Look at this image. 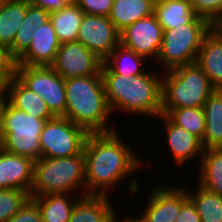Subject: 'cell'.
Segmentation results:
<instances>
[{
  "instance_id": "obj_20",
  "label": "cell",
  "mask_w": 222,
  "mask_h": 222,
  "mask_svg": "<svg viewBox=\"0 0 222 222\" xmlns=\"http://www.w3.org/2000/svg\"><path fill=\"white\" fill-rule=\"evenodd\" d=\"M202 108L205 116V133L201 140L204 150L222 148V90L215 89Z\"/></svg>"
},
{
  "instance_id": "obj_30",
  "label": "cell",
  "mask_w": 222,
  "mask_h": 222,
  "mask_svg": "<svg viewBox=\"0 0 222 222\" xmlns=\"http://www.w3.org/2000/svg\"><path fill=\"white\" fill-rule=\"evenodd\" d=\"M166 116L201 140L205 133V116L202 107L171 109Z\"/></svg>"
},
{
  "instance_id": "obj_9",
  "label": "cell",
  "mask_w": 222,
  "mask_h": 222,
  "mask_svg": "<svg viewBox=\"0 0 222 222\" xmlns=\"http://www.w3.org/2000/svg\"><path fill=\"white\" fill-rule=\"evenodd\" d=\"M15 77L44 99L54 116L65 117V79L50 66L17 65Z\"/></svg>"
},
{
  "instance_id": "obj_32",
  "label": "cell",
  "mask_w": 222,
  "mask_h": 222,
  "mask_svg": "<svg viewBox=\"0 0 222 222\" xmlns=\"http://www.w3.org/2000/svg\"><path fill=\"white\" fill-rule=\"evenodd\" d=\"M196 16L215 26L222 19V0H189Z\"/></svg>"
},
{
  "instance_id": "obj_40",
  "label": "cell",
  "mask_w": 222,
  "mask_h": 222,
  "mask_svg": "<svg viewBox=\"0 0 222 222\" xmlns=\"http://www.w3.org/2000/svg\"><path fill=\"white\" fill-rule=\"evenodd\" d=\"M216 28L222 29V19L215 25Z\"/></svg>"
},
{
  "instance_id": "obj_1",
  "label": "cell",
  "mask_w": 222,
  "mask_h": 222,
  "mask_svg": "<svg viewBox=\"0 0 222 222\" xmlns=\"http://www.w3.org/2000/svg\"><path fill=\"white\" fill-rule=\"evenodd\" d=\"M83 154L86 195L108 196L114 186L133 175L134 171L138 172L143 165L130 144L121 139L119 129L108 133H89Z\"/></svg>"
},
{
  "instance_id": "obj_24",
  "label": "cell",
  "mask_w": 222,
  "mask_h": 222,
  "mask_svg": "<svg viewBox=\"0 0 222 222\" xmlns=\"http://www.w3.org/2000/svg\"><path fill=\"white\" fill-rule=\"evenodd\" d=\"M31 0H3L0 6V45L10 48Z\"/></svg>"
},
{
  "instance_id": "obj_5",
  "label": "cell",
  "mask_w": 222,
  "mask_h": 222,
  "mask_svg": "<svg viewBox=\"0 0 222 222\" xmlns=\"http://www.w3.org/2000/svg\"><path fill=\"white\" fill-rule=\"evenodd\" d=\"M162 73L163 115L171 109L203 107L215 91L207 75L196 63Z\"/></svg>"
},
{
  "instance_id": "obj_3",
  "label": "cell",
  "mask_w": 222,
  "mask_h": 222,
  "mask_svg": "<svg viewBox=\"0 0 222 222\" xmlns=\"http://www.w3.org/2000/svg\"><path fill=\"white\" fill-rule=\"evenodd\" d=\"M65 97V118L88 133H108L118 129L108 123L113 114L101 74L65 79Z\"/></svg>"
},
{
  "instance_id": "obj_39",
  "label": "cell",
  "mask_w": 222,
  "mask_h": 222,
  "mask_svg": "<svg viewBox=\"0 0 222 222\" xmlns=\"http://www.w3.org/2000/svg\"><path fill=\"white\" fill-rule=\"evenodd\" d=\"M119 222H140L136 217L134 218V216L132 217H126L123 220H120Z\"/></svg>"
},
{
  "instance_id": "obj_12",
  "label": "cell",
  "mask_w": 222,
  "mask_h": 222,
  "mask_svg": "<svg viewBox=\"0 0 222 222\" xmlns=\"http://www.w3.org/2000/svg\"><path fill=\"white\" fill-rule=\"evenodd\" d=\"M119 34L108 17L85 14L76 41L104 61L120 44Z\"/></svg>"
},
{
  "instance_id": "obj_33",
  "label": "cell",
  "mask_w": 222,
  "mask_h": 222,
  "mask_svg": "<svg viewBox=\"0 0 222 222\" xmlns=\"http://www.w3.org/2000/svg\"><path fill=\"white\" fill-rule=\"evenodd\" d=\"M17 59L12 55L10 48L0 45V81L8 83L16 76Z\"/></svg>"
},
{
  "instance_id": "obj_4",
  "label": "cell",
  "mask_w": 222,
  "mask_h": 222,
  "mask_svg": "<svg viewBox=\"0 0 222 222\" xmlns=\"http://www.w3.org/2000/svg\"><path fill=\"white\" fill-rule=\"evenodd\" d=\"M77 189L82 190L79 195L86 196L83 151L70 157H41L34 162L30 197L48 194H73L74 196Z\"/></svg>"
},
{
  "instance_id": "obj_31",
  "label": "cell",
  "mask_w": 222,
  "mask_h": 222,
  "mask_svg": "<svg viewBox=\"0 0 222 222\" xmlns=\"http://www.w3.org/2000/svg\"><path fill=\"white\" fill-rule=\"evenodd\" d=\"M29 198L23 190L0 189V222H7Z\"/></svg>"
},
{
  "instance_id": "obj_27",
  "label": "cell",
  "mask_w": 222,
  "mask_h": 222,
  "mask_svg": "<svg viewBox=\"0 0 222 222\" xmlns=\"http://www.w3.org/2000/svg\"><path fill=\"white\" fill-rule=\"evenodd\" d=\"M84 15L85 13L74 1L64 9L50 13V21L61 44L77 40Z\"/></svg>"
},
{
  "instance_id": "obj_26",
  "label": "cell",
  "mask_w": 222,
  "mask_h": 222,
  "mask_svg": "<svg viewBox=\"0 0 222 222\" xmlns=\"http://www.w3.org/2000/svg\"><path fill=\"white\" fill-rule=\"evenodd\" d=\"M73 194H48L32 198L38 205L43 222H68L77 201L82 196Z\"/></svg>"
},
{
  "instance_id": "obj_21",
  "label": "cell",
  "mask_w": 222,
  "mask_h": 222,
  "mask_svg": "<svg viewBox=\"0 0 222 222\" xmlns=\"http://www.w3.org/2000/svg\"><path fill=\"white\" fill-rule=\"evenodd\" d=\"M50 13L43 8L36 7L31 1L27 4L25 19L16 32L13 45L10 47L12 55L18 59L30 46L32 38L47 21Z\"/></svg>"
},
{
  "instance_id": "obj_18",
  "label": "cell",
  "mask_w": 222,
  "mask_h": 222,
  "mask_svg": "<svg viewBox=\"0 0 222 222\" xmlns=\"http://www.w3.org/2000/svg\"><path fill=\"white\" fill-rule=\"evenodd\" d=\"M109 197L110 195L82 196L73 208L68 222H119L117 211Z\"/></svg>"
},
{
  "instance_id": "obj_2",
  "label": "cell",
  "mask_w": 222,
  "mask_h": 222,
  "mask_svg": "<svg viewBox=\"0 0 222 222\" xmlns=\"http://www.w3.org/2000/svg\"><path fill=\"white\" fill-rule=\"evenodd\" d=\"M156 73L147 70L134 76L101 74L112 114L120 111L124 114L159 117L162 107V71L159 75Z\"/></svg>"
},
{
  "instance_id": "obj_36",
  "label": "cell",
  "mask_w": 222,
  "mask_h": 222,
  "mask_svg": "<svg viewBox=\"0 0 222 222\" xmlns=\"http://www.w3.org/2000/svg\"><path fill=\"white\" fill-rule=\"evenodd\" d=\"M175 222H201L195 206L189 199L181 206Z\"/></svg>"
},
{
  "instance_id": "obj_23",
  "label": "cell",
  "mask_w": 222,
  "mask_h": 222,
  "mask_svg": "<svg viewBox=\"0 0 222 222\" xmlns=\"http://www.w3.org/2000/svg\"><path fill=\"white\" fill-rule=\"evenodd\" d=\"M155 0H114L108 18L121 32L136 21L154 13Z\"/></svg>"
},
{
  "instance_id": "obj_38",
  "label": "cell",
  "mask_w": 222,
  "mask_h": 222,
  "mask_svg": "<svg viewBox=\"0 0 222 222\" xmlns=\"http://www.w3.org/2000/svg\"><path fill=\"white\" fill-rule=\"evenodd\" d=\"M7 101H8L7 91H6L5 84H3L0 87V129H1V124H2L3 110Z\"/></svg>"
},
{
  "instance_id": "obj_28",
  "label": "cell",
  "mask_w": 222,
  "mask_h": 222,
  "mask_svg": "<svg viewBox=\"0 0 222 222\" xmlns=\"http://www.w3.org/2000/svg\"><path fill=\"white\" fill-rule=\"evenodd\" d=\"M199 163V185L222 196V148L204 150Z\"/></svg>"
},
{
  "instance_id": "obj_7",
  "label": "cell",
  "mask_w": 222,
  "mask_h": 222,
  "mask_svg": "<svg viewBox=\"0 0 222 222\" xmlns=\"http://www.w3.org/2000/svg\"><path fill=\"white\" fill-rule=\"evenodd\" d=\"M212 25L196 16L190 23L163 30V39L157 56L162 71L196 63L202 40Z\"/></svg>"
},
{
  "instance_id": "obj_22",
  "label": "cell",
  "mask_w": 222,
  "mask_h": 222,
  "mask_svg": "<svg viewBox=\"0 0 222 222\" xmlns=\"http://www.w3.org/2000/svg\"><path fill=\"white\" fill-rule=\"evenodd\" d=\"M145 60H147L145 57L119 44L103 61L101 74H119L124 76L143 74L147 71V68L143 67V62L146 63Z\"/></svg>"
},
{
  "instance_id": "obj_14",
  "label": "cell",
  "mask_w": 222,
  "mask_h": 222,
  "mask_svg": "<svg viewBox=\"0 0 222 222\" xmlns=\"http://www.w3.org/2000/svg\"><path fill=\"white\" fill-rule=\"evenodd\" d=\"M161 122L164 121L165 137L169 147L173 161L177 166H185L186 162L195 159L197 155L201 160L204 147L200 138L174 124L166 115L161 114L159 117Z\"/></svg>"
},
{
  "instance_id": "obj_8",
  "label": "cell",
  "mask_w": 222,
  "mask_h": 222,
  "mask_svg": "<svg viewBox=\"0 0 222 222\" xmlns=\"http://www.w3.org/2000/svg\"><path fill=\"white\" fill-rule=\"evenodd\" d=\"M88 134L68 118L55 116L45 122L40 134L41 157L62 158L80 154Z\"/></svg>"
},
{
  "instance_id": "obj_11",
  "label": "cell",
  "mask_w": 222,
  "mask_h": 222,
  "mask_svg": "<svg viewBox=\"0 0 222 222\" xmlns=\"http://www.w3.org/2000/svg\"><path fill=\"white\" fill-rule=\"evenodd\" d=\"M119 37L122 46L154 63L160 51L163 29L153 13L124 28Z\"/></svg>"
},
{
  "instance_id": "obj_19",
  "label": "cell",
  "mask_w": 222,
  "mask_h": 222,
  "mask_svg": "<svg viewBox=\"0 0 222 222\" xmlns=\"http://www.w3.org/2000/svg\"><path fill=\"white\" fill-rule=\"evenodd\" d=\"M5 87L8 101L14 107L46 121L55 117L48 109L44 99L25 87L16 77L6 83Z\"/></svg>"
},
{
  "instance_id": "obj_37",
  "label": "cell",
  "mask_w": 222,
  "mask_h": 222,
  "mask_svg": "<svg viewBox=\"0 0 222 222\" xmlns=\"http://www.w3.org/2000/svg\"><path fill=\"white\" fill-rule=\"evenodd\" d=\"M73 0H31V2L39 8L52 13L54 11L64 9Z\"/></svg>"
},
{
  "instance_id": "obj_15",
  "label": "cell",
  "mask_w": 222,
  "mask_h": 222,
  "mask_svg": "<svg viewBox=\"0 0 222 222\" xmlns=\"http://www.w3.org/2000/svg\"><path fill=\"white\" fill-rule=\"evenodd\" d=\"M34 162L0 148V189H17L29 193L33 183Z\"/></svg>"
},
{
  "instance_id": "obj_16",
  "label": "cell",
  "mask_w": 222,
  "mask_h": 222,
  "mask_svg": "<svg viewBox=\"0 0 222 222\" xmlns=\"http://www.w3.org/2000/svg\"><path fill=\"white\" fill-rule=\"evenodd\" d=\"M61 43L49 20L32 38L29 48L17 59V65L51 66Z\"/></svg>"
},
{
  "instance_id": "obj_6",
  "label": "cell",
  "mask_w": 222,
  "mask_h": 222,
  "mask_svg": "<svg viewBox=\"0 0 222 222\" xmlns=\"http://www.w3.org/2000/svg\"><path fill=\"white\" fill-rule=\"evenodd\" d=\"M45 122V119L36 118L7 101L0 129V148L38 161L41 158L40 134Z\"/></svg>"
},
{
  "instance_id": "obj_10",
  "label": "cell",
  "mask_w": 222,
  "mask_h": 222,
  "mask_svg": "<svg viewBox=\"0 0 222 222\" xmlns=\"http://www.w3.org/2000/svg\"><path fill=\"white\" fill-rule=\"evenodd\" d=\"M103 61L81 42L62 43L50 66L63 79L101 74Z\"/></svg>"
},
{
  "instance_id": "obj_35",
  "label": "cell",
  "mask_w": 222,
  "mask_h": 222,
  "mask_svg": "<svg viewBox=\"0 0 222 222\" xmlns=\"http://www.w3.org/2000/svg\"><path fill=\"white\" fill-rule=\"evenodd\" d=\"M85 14L108 17L114 0H73Z\"/></svg>"
},
{
  "instance_id": "obj_34",
  "label": "cell",
  "mask_w": 222,
  "mask_h": 222,
  "mask_svg": "<svg viewBox=\"0 0 222 222\" xmlns=\"http://www.w3.org/2000/svg\"><path fill=\"white\" fill-rule=\"evenodd\" d=\"M7 222H43L37 203L29 198Z\"/></svg>"
},
{
  "instance_id": "obj_25",
  "label": "cell",
  "mask_w": 222,
  "mask_h": 222,
  "mask_svg": "<svg viewBox=\"0 0 222 222\" xmlns=\"http://www.w3.org/2000/svg\"><path fill=\"white\" fill-rule=\"evenodd\" d=\"M154 14L163 30L190 23L196 17L189 0H155Z\"/></svg>"
},
{
  "instance_id": "obj_17",
  "label": "cell",
  "mask_w": 222,
  "mask_h": 222,
  "mask_svg": "<svg viewBox=\"0 0 222 222\" xmlns=\"http://www.w3.org/2000/svg\"><path fill=\"white\" fill-rule=\"evenodd\" d=\"M196 64L215 89L222 90V31L215 26L205 34Z\"/></svg>"
},
{
  "instance_id": "obj_13",
  "label": "cell",
  "mask_w": 222,
  "mask_h": 222,
  "mask_svg": "<svg viewBox=\"0 0 222 222\" xmlns=\"http://www.w3.org/2000/svg\"><path fill=\"white\" fill-rule=\"evenodd\" d=\"M150 194H146L148 205L140 217V222H175L181 206L188 200L187 191L178 186L153 185ZM166 186V187H165Z\"/></svg>"
},
{
  "instance_id": "obj_29",
  "label": "cell",
  "mask_w": 222,
  "mask_h": 222,
  "mask_svg": "<svg viewBox=\"0 0 222 222\" xmlns=\"http://www.w3.org/2000/svg\"><path fill=\"white\" fill-rule=\"evenodd\" d=\"M194 191L187 189L188 199L196 208L201 222H222V196L212 193L199 184Z\"/></svg>"
}]
</instances>
